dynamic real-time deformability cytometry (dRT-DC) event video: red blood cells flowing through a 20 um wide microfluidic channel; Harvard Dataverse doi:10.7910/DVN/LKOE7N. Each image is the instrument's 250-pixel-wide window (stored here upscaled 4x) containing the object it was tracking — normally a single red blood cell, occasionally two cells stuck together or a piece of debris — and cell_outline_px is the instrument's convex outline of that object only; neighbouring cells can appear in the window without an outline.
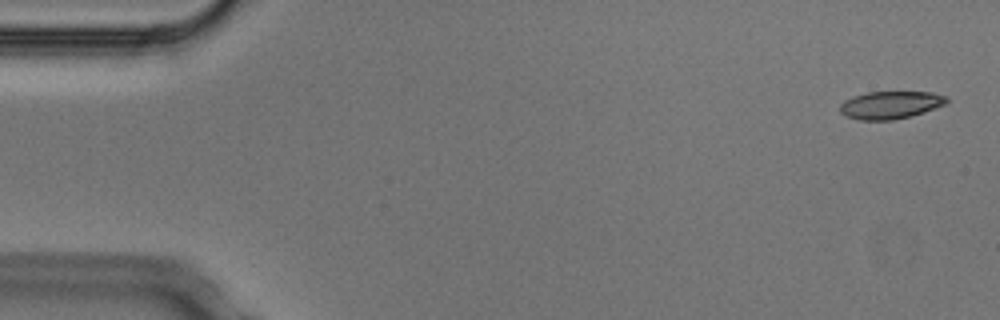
{"species": "Egyptian fruit bat (a non-hibernating species)", "species_latin": "Rousettus aegyptiacus", "temperature_condition": "cold", "stored_images_in_passage": 6, "camera_frame_rate_fps": 3000, "um_per_image_px": 0.085, "animal": {"sex": "male"}, "frame": {"image": 1, "passage_image": 1, "time_ms": 0.0, "image_size_px": [1000, 320], "cell_outline_px": [[948, 100], [944, 104], [924, 112], [892, 120], [860, 120], [844, 116], [840, 112], [840, 104], [844, 100], [852, 96], [868, 92], [932, 92], [948, 96]], "centroid_in_image_um": [75.65, 8.92], "position_along_channel_um": 9.3, "area_um2": 17.17}}
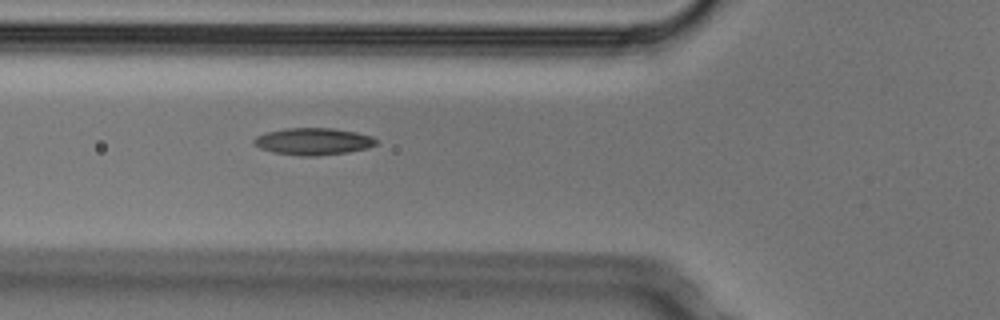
{"frame": {"image": 2, "passage_image": 6, "time_ms": 1.667, "image_size_px": [1000, 320], "cell_outline_px": [[380, 140], [376, 144], [368, 148], [348, 152], [316, 156], [300, 156], [272, 152], [260, 148], [252, 144], [252, 140], [256, 136], [264, 132], [284, 128], [332, 128], [356, 132], [372, 136]], "centroid_in_image_um": [26.6, 12.02], "position_along_channel_um": 99.2, "area_um2": 19.54}}